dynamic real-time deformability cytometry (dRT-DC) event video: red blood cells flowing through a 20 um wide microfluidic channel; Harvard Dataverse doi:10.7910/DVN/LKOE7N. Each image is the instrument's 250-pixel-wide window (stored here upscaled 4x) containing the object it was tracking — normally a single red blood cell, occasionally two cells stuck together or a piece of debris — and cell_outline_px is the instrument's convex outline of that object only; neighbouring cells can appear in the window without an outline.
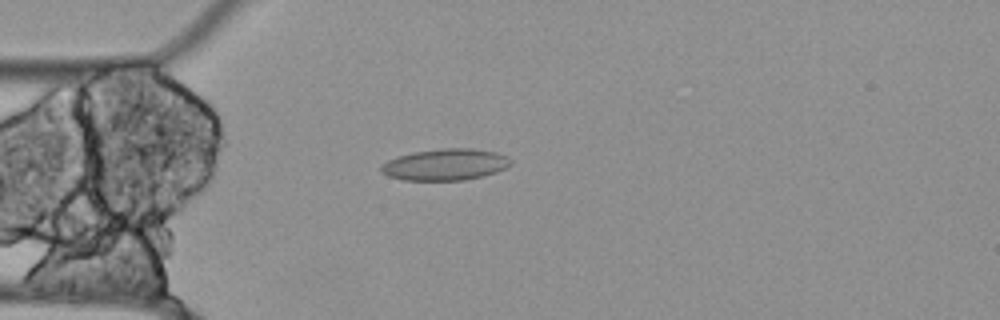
{"species": "Egyptian fruit bat (a non-hibernating species)", "species_latin": "Rousettus aegyptiacus", "temperature_condition": "cold", "stored_images_in_passage": 9, "camera_frame_rate_fps": 3000, "um_per_image_px": 0.085, "animal": {"sex": "female"}, "frame": {"image": 1, "passage_image": 1, "time_ms": 0.0, "image_size_px": [1000, 320], "cell_outline_px": [[512, 164], [496, 172], [464, 180], [404, 180], [388, 176], [380, 172], [380, 164], [396, 156], [416, 152], [440, 148], [472, 148], [496, 152], [508, 156], [512, 160]], "centroid_in_image_um": [37.83, 13.98], "position_along_channel_um": 47.2, "area_um2": 23.87}}
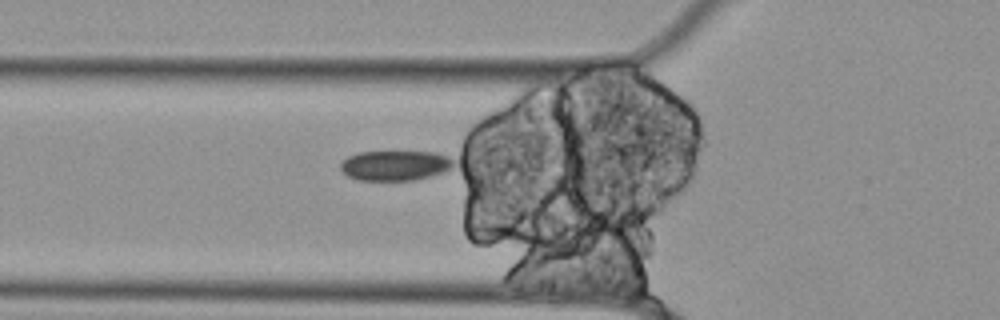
{"frame": {"image": 2, "passage_image": 5, "time_ms": 1.333, "image_size_px": [1000, 320], "cell_outline_px": [[464, 164], [444, 172], [416, 180], [356, 180], [340, 172], [340, 164], [348, 156], [360, 152], [436, 152], [464, 160]], "centroid_in_image_um": [33.76, 14.06], "position_along_channel_um": 92.0, "area_um2": 20.63}}
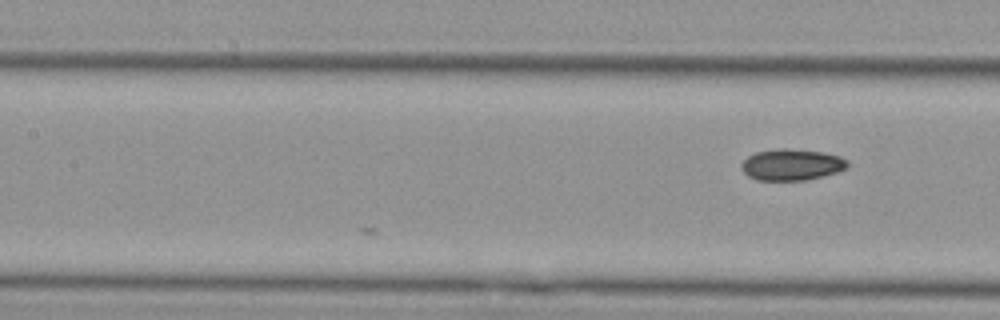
{"frame": {"image": 3, "passage_image": 9, "time_ms": 2.667, "image_size_px": [1000, 320], "cell_outline_px": [[848, 168], [824, 176], [804, 180], [756, 180], [748, 176], [744, 172], [740, 164], [748, 156], [756, 152], [780, 148], [784, 148], [824, 152], [840, 156], [848, 160]], "centroid_in_image_um": [67.31, 13.99], "position_along_channel_um": 140.1, "area_um2": 19.42}}